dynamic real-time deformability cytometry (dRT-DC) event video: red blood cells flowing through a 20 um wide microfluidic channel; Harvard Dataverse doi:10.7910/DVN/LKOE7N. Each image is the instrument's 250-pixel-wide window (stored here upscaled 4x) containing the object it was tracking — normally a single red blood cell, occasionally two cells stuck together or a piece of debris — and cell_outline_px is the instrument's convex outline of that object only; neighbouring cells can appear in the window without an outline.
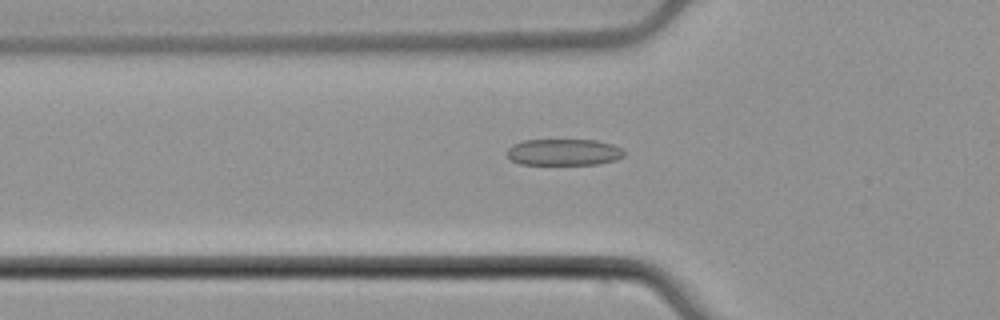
{"species": "common noctule bat (a hibernating species)", "species_latin": "Nyctalus noctula", "temperature_condition": "cold", "stored_images_in_passage": 55, "camera_frame_rate_fps": 3000, "um_per_image_px": 0.085, "animal": {"sex": "male", "body_mass_g": 21.5, "forearm_length_mm": 52.0}, "frame": {"image": 1, "passage_image": 19, "time_ms": 6.0, "image_size_px": [1000, 320], "cell_outline_px": [[624, 156], [616, 160], [600, 164], [520, 164], [512, 160], [504, 152], [512, 144], [524, 140], [596, 140], [612, 144], [620, 148], [624, 152]], "centroid_in_image_um": [47.9, 12.93], "position_along_channel_um": 77.9, "area_um2": 18.15}}
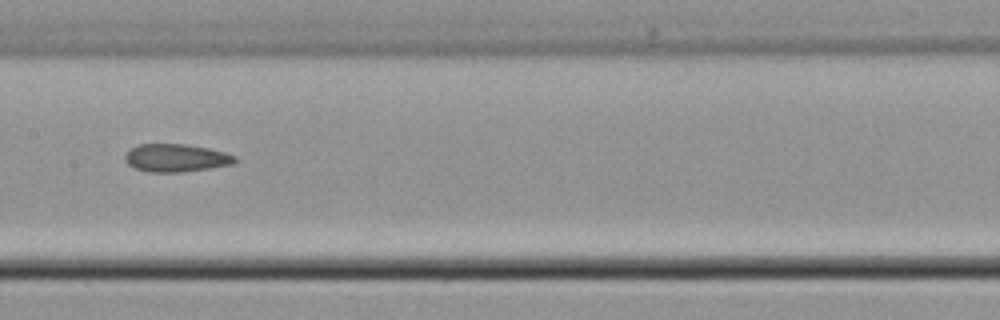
{"frame": {"image": 2, "passage_image": 28, "time_ms": 9.0, "image_size_px": [1000, 320], "cell_outline_px": [[236, 160], [232, 164], [184, 172], [148, 172], [136, 168], [128, 164], [124, 160], [124, 156], [132, 148], [140, 144], [184, 144], [208, 148], [224, 152], [236, 156]], "centroid_in_image_um": [14.95, 13.42], "position_along_channel_um": 192.5, "area_um2": 17.69}}
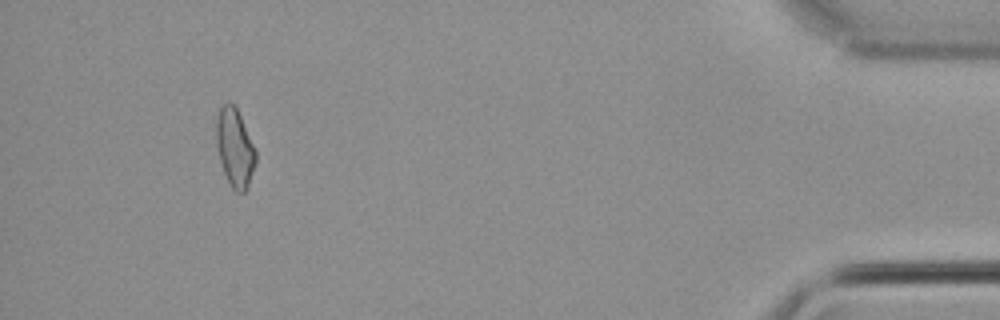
{"frame": {"image": 3, "passage_image": 51, "time_ms": 16.667, "image_size_px": [1000, 320], "cell_outline_px": [[256, 160], [248, 184], [244, 192], [236, 192], [232, 188], [224, 172], [220, 160], [216, 144], [216, 120], [220, 108], [224, 104], [232, 104], [236, 108], [240, 116], [256, 152]], "centroid_in_image_um": [19.94, 12.57], "position_along_channel_um": 415.3, "area_um2": 17.4}, "authors_computed_cell_mechanics": {"area_um2": 18.0336, "velocity_mm_per_s": 3.8108, "shape_relaxation_time_tau1_ms": null, "shape_relaxation_time_tau2_ms": 10.2115, "deformation_change_tau1": null, "deformation_change_tau2": 0.2268}}